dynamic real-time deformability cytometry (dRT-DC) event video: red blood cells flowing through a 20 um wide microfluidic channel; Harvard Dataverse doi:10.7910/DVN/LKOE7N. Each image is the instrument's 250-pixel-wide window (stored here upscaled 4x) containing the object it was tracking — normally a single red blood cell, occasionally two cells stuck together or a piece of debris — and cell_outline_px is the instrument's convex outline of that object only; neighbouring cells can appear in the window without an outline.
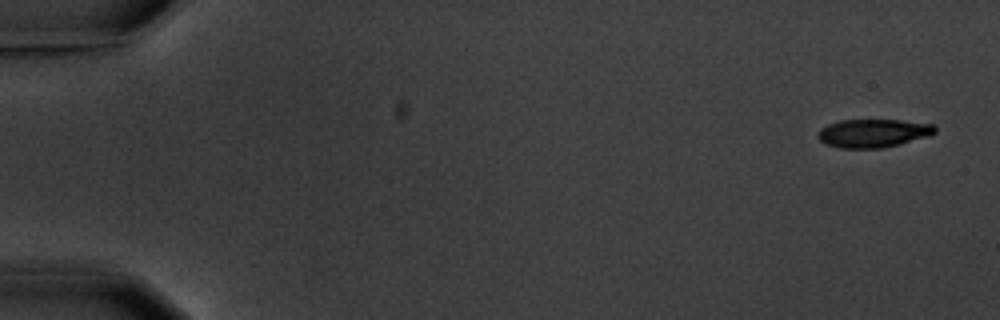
{"species": "common noctule bat (a hibernating species)", "species_latin": "Nyctalus noctula", "temperature_condition": "warm", "stored_images_in_passage": 6, "camera_frame_rate_fps": 3000, "um_per_image_px": 0.085, "animal": {"sex": "male", "body_mass_g": 20.1, "forearm_length_mm": 53.5}, "frame": {"image": 1, "passage_image": 1, "time_ms": 0.0, "image_size_px": [1000, 320], "cell_outline_px": [[936, 132], [928, 136], [900, 144], [884, 148], [840, 148], [824, 144], [816, 136], [820, 128], [828, 124], [840, 120], [900, 120], [932, 124], [936, 128]], "centroid_in_image_um": [74.18, 11.32], "position_along_channel_um": 10.8, "area_um2": 19.42}}
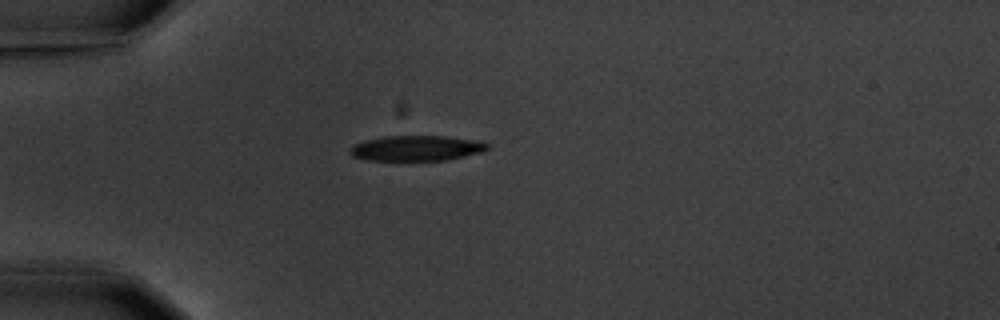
{"frame": {"image": 2, "passage_image": 5, "time_ms": 4.667, "image_size_px": [1000, 320], "cell_outline_px": [[488, 148], [484, 152], [444, 160], [368, 160], [352, 156], [348, 148], [364, 140], [384, 136], [444, 136], [476, 140], [488, 144]], "centroid_in_image_um": [35.39, 12.59], "position_along_channel_um": 49.6, "area_um2": 20.17}}